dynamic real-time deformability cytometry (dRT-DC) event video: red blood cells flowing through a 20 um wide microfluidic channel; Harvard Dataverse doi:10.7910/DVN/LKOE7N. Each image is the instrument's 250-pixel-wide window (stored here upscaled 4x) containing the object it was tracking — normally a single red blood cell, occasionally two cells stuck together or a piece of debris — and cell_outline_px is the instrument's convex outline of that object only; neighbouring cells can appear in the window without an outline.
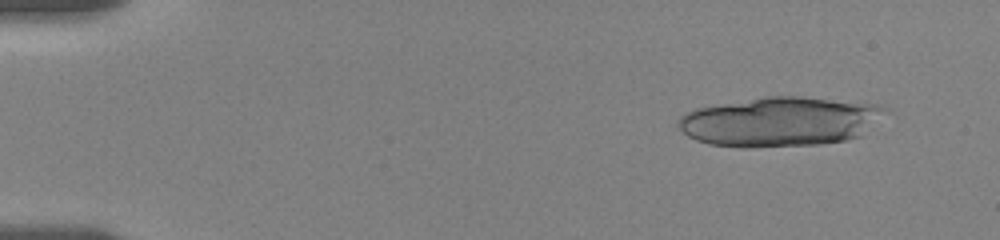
{"species": "human", "species_latin": "Homo sapiens", "temperature_condition": "room temperature", "stored_images_in_passage": 14, "camera_frame_rate_fps": 3000, "um_per_image_px": 0.085, "donor": {"sex": "female"}, "frame": {"image": 1, "passage_image": 3, "time_ms": 1.333, "image_size_px": [1000, 240], "cell_outline_px": [[888, 112], [860, 136], [848, 140], [820, 144], [752, 148], [740, 148], [708, 144], [696, 140], [688, 136], [676, 124], [680, 116], [696, 108], [764, 96], [800, 96], [876, 104], [888, 108]], "centroid_in_image_um": [66.29, 10.34], "position_along_channel_um": 18.7, "area_um2": 60.05}}
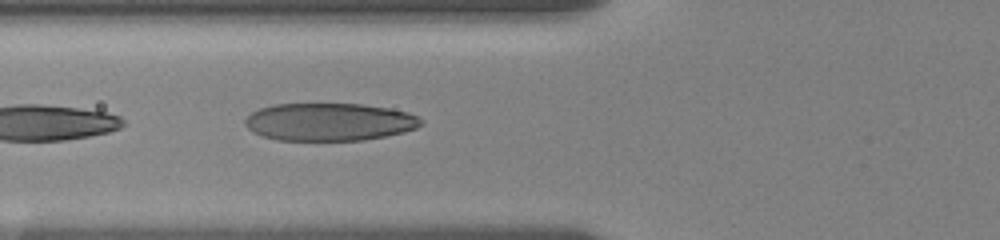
{"frame": {"image": 2, "passage_image": 14, "time_ms": 7.0, "image_size_px": [1000, 240], "cell_outline_px": [[424, 124], [416, 128], [404, 132], [364, 140], [276, 140], [252, 132], [244, 124], [244, 120], [252, 112], [260, 108], [272, 104], [360, 104], [388, 108], [408, 112], [424, 120]], "centroid_in_image_um": [27.99, 10.36], "position_along_channel_um": 97.8, "area_um2": 38.73}}